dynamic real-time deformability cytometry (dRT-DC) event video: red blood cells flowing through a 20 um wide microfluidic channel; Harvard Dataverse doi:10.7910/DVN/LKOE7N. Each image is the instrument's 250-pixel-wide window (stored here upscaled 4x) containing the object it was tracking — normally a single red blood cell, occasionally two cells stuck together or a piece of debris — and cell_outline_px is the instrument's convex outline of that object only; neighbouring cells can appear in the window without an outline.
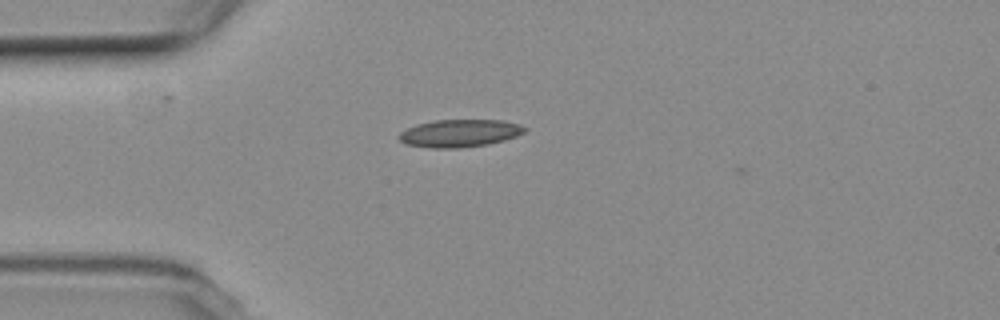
{"species": "common noctule bat (a hibernating species)", "species_latin": "Nyctalus noctula", "temperature_condition": "room temperature", "stored_images_in_passage": 1, "camera_frame_rate_fps": 3000, "um_per_image_px": 0.085, "animal": {"sex": "female", "body_mass_g": 19.3, "forearm_length_mm": 54.1}, "frame": {"image": 1, "passage_image": 1, "time_ms": 0.0, "image_size_px": [1000, 320], "cell_outline_px": [[528, 128], [524, 132], [516, 136], [504, 140], [488, 144], [460, 148], [432, 148], [408, 144], [400, 140], [396, 136], [400, 132], [416, 124], [436, 120], [504, 120], [520, 124]], "centroid_in_image_um": [39.09, 11.32], "position_along_channel_um": 45.9, "area_um2": 20.23}}